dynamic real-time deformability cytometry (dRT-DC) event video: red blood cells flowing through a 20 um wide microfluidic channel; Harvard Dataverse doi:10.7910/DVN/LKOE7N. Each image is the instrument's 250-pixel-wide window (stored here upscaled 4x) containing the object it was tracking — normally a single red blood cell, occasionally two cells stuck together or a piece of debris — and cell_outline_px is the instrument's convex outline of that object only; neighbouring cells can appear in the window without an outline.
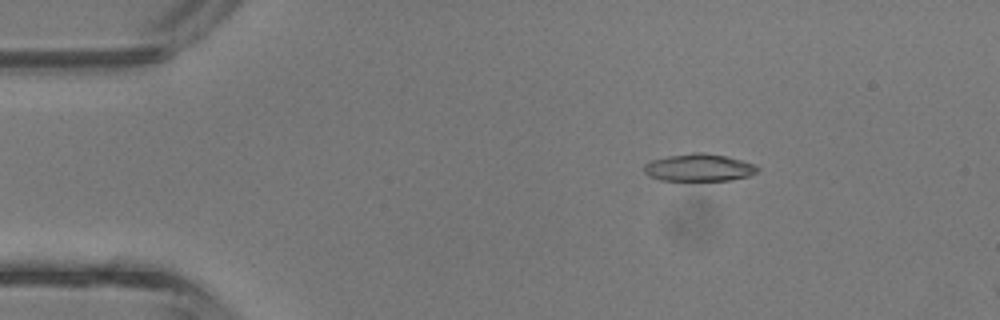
{"species": "common noctule bat (a hibernating species)", "species_latin": "Nyctalus noctula", "temperature_condition": "room temperature", "stored_images_in_passage": 4, "camera_frame_rate_fps": 3000, "um_per_image_px": 0.085, "animal": {"sex": "male", "body_mass_g": 13.3}, "frame": {"image": 1, "passage_image": 2, "time_ms": 0.333, "image_size_px": [1000, 320], "cell_outline_px": [[760, 168], [756, 172], [748, 176], [728, 180], [660, 180], [648, 176], [644, 172], [644, 164], [652, 160], [668, 156], [692, 152], [704, 152], [724, 156], [756, 164]], "centroid_in_image_um": [59.39, 14.24], "position_along_channel_um": 25.6, "area_um2": 18.03}}